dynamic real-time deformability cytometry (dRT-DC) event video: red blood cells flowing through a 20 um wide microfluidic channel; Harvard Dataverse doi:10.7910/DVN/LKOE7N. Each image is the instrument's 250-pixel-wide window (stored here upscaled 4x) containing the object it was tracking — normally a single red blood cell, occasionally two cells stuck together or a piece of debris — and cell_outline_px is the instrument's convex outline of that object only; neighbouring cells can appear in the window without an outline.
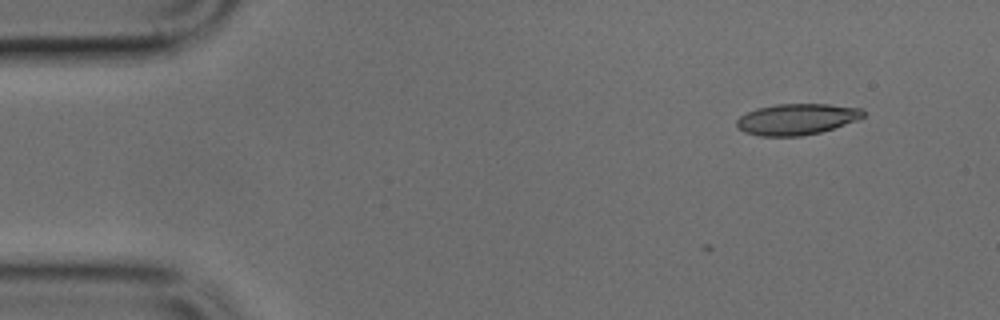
{"species": "common noctule bat (a hibernating species)", "species_latin": "Nyctalus noctula", "temperature_condition": "cold", "stored_images_in_passage": 4, "camera_frame_rate_fps": 3000, "um_per_image_px": 0.085, "animal": {"sex": "male", "body_mass_g": 17.9, "forearm_length_mm": 54.2}, "frame": {"image": 1, "passage_image": 1, "time_ms": 0.0, "image_size_px": [1000, 320], "cell_outline_px": [[864, 116], [860, 120], [820, 132], [800, 136], [760, 136], [744, 132], [736, 128], [736, 120], [740, 116], [756, 108], [776, 104], [828, 104], [864, 108]], "centroid_in_image_um": [67.73, 10.13], "position_along_channel_um": 17.3, "area_um2": 23.18}}
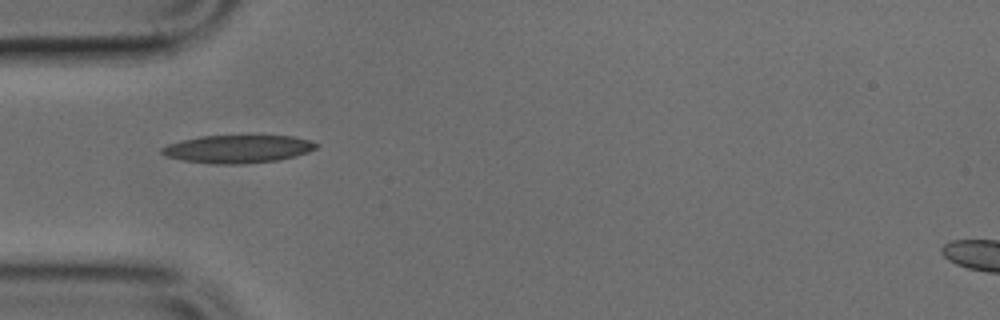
{"frame": {"image": 2, "passage_image": 4, "time_ms": 1.0, "image_size_px": [1000, 320], "cell_outline_px": [[320, 144], [316, 148], [308, 152], [296, 156], [276, 160], [244, 164], [216, 164], [184, 160], [164, 156], [160, 152], [160, 148], [168, 144], [200, 136], [292, 136], [308, 140]], "centroid_in_image_um": [20.21, 12.67], "position_along_channel_um": 64.8, "area_um2": 24.97}}